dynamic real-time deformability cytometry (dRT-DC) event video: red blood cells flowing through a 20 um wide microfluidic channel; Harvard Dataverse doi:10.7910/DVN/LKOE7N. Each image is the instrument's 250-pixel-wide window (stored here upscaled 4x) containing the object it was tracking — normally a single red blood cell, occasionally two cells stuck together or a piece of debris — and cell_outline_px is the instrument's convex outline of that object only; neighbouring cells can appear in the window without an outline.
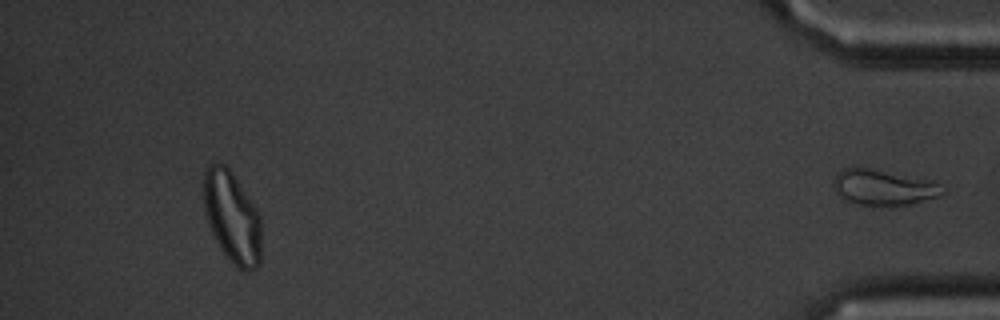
{"species": "common noctule bat (a hibernating species)", "species_latin": "Nyctalus noctula", "temperature_condition": "cold", "stored_images_in_passage": 56, "segment_of_instrument_passage": [2, 2], "camera_frame_rate_fps": 3000, "um_per_image_px": 0.085, "animal": {"sex": "male", "body_mass_g": 20.1, "forearm_length_mm": 53.5}, "frame": {"image": 1, "passage_image": 56, "time_ms": 18.333, "image_size_px": [1000, 320], "cell_outline_px": [[944, 192], [940, 196], [908, 204], [856, 204], [844, 200], [836, 196], [832, 184], [832, 180], [836, 172], [840, 168], [852, 164], [928, 180], [944, 188]], "centroid_in_image_um": [74.92, 15.88], "position_along_channel_um": 360.3, "area_um2": 22.83}}